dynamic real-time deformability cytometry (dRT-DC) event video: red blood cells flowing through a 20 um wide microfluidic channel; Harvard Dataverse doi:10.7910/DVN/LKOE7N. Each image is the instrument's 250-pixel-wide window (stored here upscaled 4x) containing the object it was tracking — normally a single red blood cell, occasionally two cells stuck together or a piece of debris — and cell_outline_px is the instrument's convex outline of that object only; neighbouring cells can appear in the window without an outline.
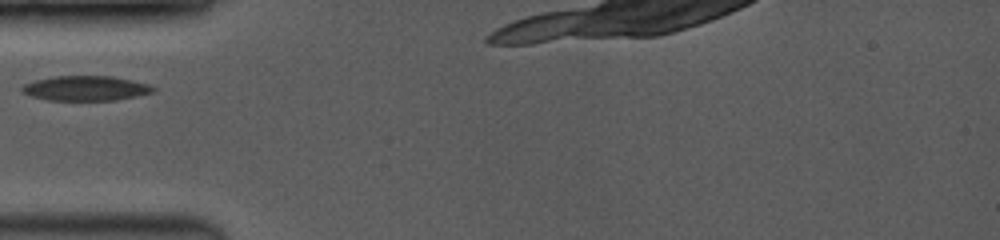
{"species": "common noctule bat (a hibernating species)", "species_latin": "Nyctalus noctula", "temperature_condition": "room temperature", "stored_images_in_passage": 21, "camera_frame_rate_fps": 3500, "um_per_image_px": 0.085, "animal": {"sex": "female", "body_mass_g": 19.0, "forearm_length_mm": 53.3}, "frame": {"image": 1, "passage_image": 1, "time_ms": 0.0, "image_size_px": [1000, 240], "cell_outline_px": [[156, 88], [152, 92], [136, 96], [116, 100], [48, 100], [32, 96], [24, 92], [20, 88], [24, 84], [36, 80], [52, 76], [112, 76], [148, 84]], "centroid_in_image_um": [7.27, 7.5], "position_along_channel_um": 77.7, "area_um2": 18.79}}
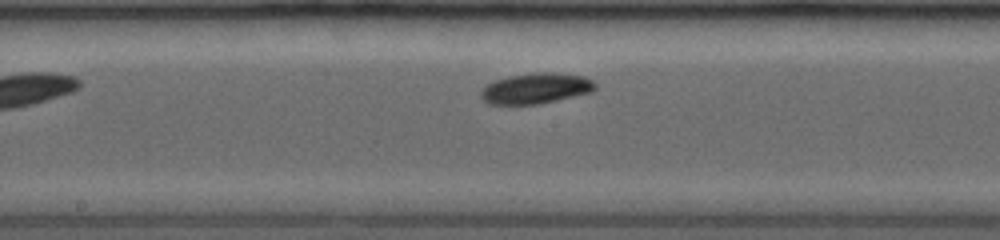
{"frame": {"image": 2, "passage_image": 8, "time_ms": 3.143, "image_size_px": [1000, 240], "cell_outline_px": [[596, 88], [592, 92], [556, 100], [536, 104], [488, 104], [480, 96], [480, 92], [488, 84], [496, 80], [508, 76], [536, 72], [556, 72], [584, 76], [592, 80], [596, 84]], "centroid_in_image_um": [45.57, 7.5], "position_along_channel_um": 202.6, "area_um2": 20.35}}
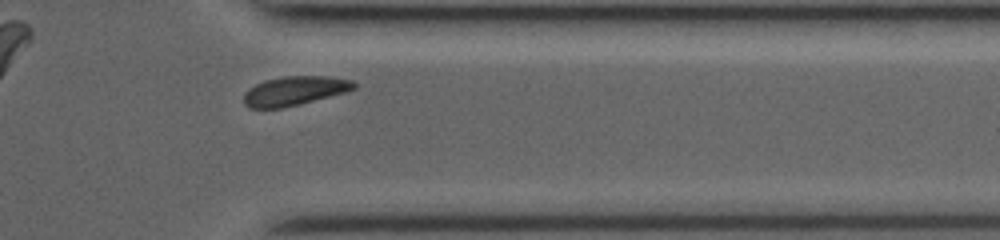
{"frame": {"image": 3, "passage_image": 18, "time_ms": 7.714, "image_size_px": [1000, 240], "cell_outline_px": [[356, 88], [348, 92], [300, 104], [280, 108], [248, 108], [244, 104], [244, 92], [248, 88], [264, 80], [284, 76], [324, 76], [352, 80], [356, 84]], "centroid_in_image_um": [25.03, 7.72], "position_along_channel_um": 386.4, "area_um2": 18.84}}